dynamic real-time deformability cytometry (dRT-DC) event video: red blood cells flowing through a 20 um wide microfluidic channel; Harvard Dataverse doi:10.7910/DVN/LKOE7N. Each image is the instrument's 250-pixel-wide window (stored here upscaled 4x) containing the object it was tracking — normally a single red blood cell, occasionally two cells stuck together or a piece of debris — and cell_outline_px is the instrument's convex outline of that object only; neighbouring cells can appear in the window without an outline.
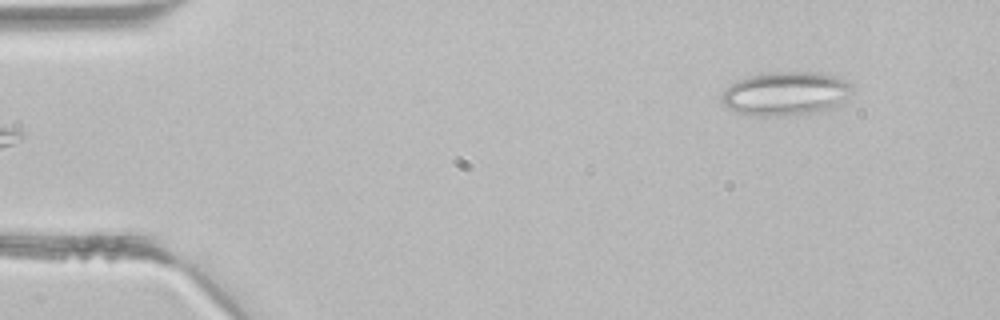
{"species": "common noctule bat (a hibernating species)", "species_latin": "Nyctalus noctula", "temperature_condition": "room temperature", "stored_images_in_passage": 4, "camera_frame_rate_fps": 3000, "um_per_image_px": 0.085, "animal": {"sex": "male", "body_mass_g": 21.5, "forearm_length_mm": 52.0}, "frame": {"image": 1, "passage_image": 4, "time_ms": 1.0, "image_size_px": [1000, 320], "cell_outline_px": [[852, 92], [840, 104], [832, 108], [820, 112], [776, 116], [764, 116], [736, 112], [728, 108], [720, 100], [720, 96], [736, 80], [748, 76], [768, 72], [820, 72], [836, 76], [852, 84]], "centroid_in_image_um": [66.81, 7.95], "position_along_channel_um": 18.2, "area_um2": 33.41}}